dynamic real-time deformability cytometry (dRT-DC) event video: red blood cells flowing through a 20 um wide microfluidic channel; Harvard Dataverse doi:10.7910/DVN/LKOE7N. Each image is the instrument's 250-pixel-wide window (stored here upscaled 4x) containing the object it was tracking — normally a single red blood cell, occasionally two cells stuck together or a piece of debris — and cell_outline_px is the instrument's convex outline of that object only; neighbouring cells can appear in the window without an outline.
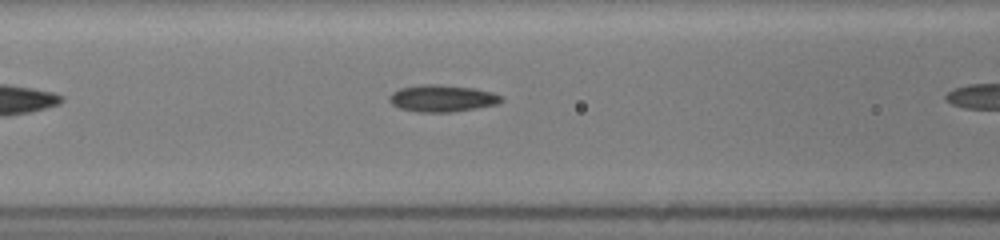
{"species": "common noctule bat (a hibernating species)", "species_latin": "Nyctalus noctula", "temperature_condition": "room temperature", "stored_images_in_passage": 10, "camera_frame_rate_fps": 3000, "um_per_image_px": 0.085, "animal": {"sex": "female", "body_mass_g": 19.5, "forearm_length_mm": 54.1}, "frame": {"image": 1, "passage_image": 9, "time_ms": 2.667, "image_size_px": [1000, 240], "cell_outline_px": [[504, 100], [500, 104], [452, 112], [416, 112], [400, 108], [392, 104], [388, 100], [388, 96], [392, 92], [400, 88], [420, 84], [440, 84], [472, 88], [492, 92], [504, 96]], "centroid_in_image_um": [37.6, 8.36], "position_along_channel_um": 129.0, "area_um2": 17.8}}